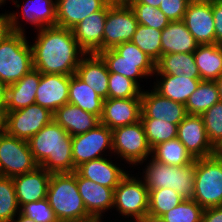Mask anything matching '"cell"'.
Segmentation results:
<instances>
[{
  "instance_id": "cell-24",
  "label": "cell",
  "mask_w": 222,
  "mask_h": 222,
  "mask_svg": "<svg viewBox=\"0 0 222 222\" xmlns=\"http://www.w3.org/2000/svg\"><path fill=\"white\" fill-rule=\"evenodd\" d=\"M102 99L108 98L109 71L98 54H86L75 73Z\"/></svg>"
},
{
  "instance_id": "cell-17",
  "label": "cell",
  "mask_w": 222,
  "mask_h": 222,
  "mask_svg": "<svg viewBox=\"0 0 222 222\" xmlns=\"http://www.w3.org/2000/svg\"><path fill=\"white\" fill-rule=\"evenodd\" d=\"M183 21L199 45L216 43L212 1L189 3Z\"/></svg>"
},
{
  "instance_id": "cell-4",
  "label": "cell",
  "mask_w": 222,
  "mask_h": 222,
  "mask_svg": "<svg viewBox=\"0 0 222 222\" xmlns=\"http://www.w3.org/2000/svg\"><path fill=\"white\" fill-rule=\"evenodd\" d=\"M98 55L105 62L109 73L123 75L133 80L141 89L140 80L149 77L152 79L156 71V63L131 41L102 50Z\"/></svg>"
},
{
  "instance_id": "cell-5",
  "label": "cell",
  "mask_w": 222,
  "mask_h": 222,
  "mask_svg": "<svg viewBox=\"0 0 222 222\" xmlns=\"http://www.w3.org/2000/svg\"><path fill=\"white\" fill-rule=\"evenodd\" d=\"M148 159L144 161L146 168L140 169L143 171L140 173V177L148 190L171 188L184 199L193 198L195 160L190 165L170 166L155 160L152 156Z\"/></svg>"
},
{
  "instance_id": "cell-1",
  "label": "cell",
  "mask_w": 222,
  "mask_h": 222,
  "mask_svg": "<svg viewBox=\"0 0 222 222\" xmlns=\"http://www.w3.org/2000/svg\"><path fill=\"white\" fill-rule=\"evenodd\" d=\"M32 48L33 69L44 74L73 75L86 53L74 37L72 29L60 26L36 31Z\"/></svg>"
},
{
  "instance_id": "cell-53",
  "label": "cell",
  "mask_w": 222,
  "mask_h": 222,
  "mask_svg": "<svg viewBox=\"0 0 222 222\" xmlns=\"http://www.w3.org/2000/svg\"><path fill=\"white\" fill-rule=\"evenodd\" d=\"M215 83L218 87L219 100L222 102V74L215 80Z\"/></svg>"
},
{
  "instance_id": "cell-30",
  "label": "cell",
  "mask_w": 222,
  "mask_h": 222,
  "mask_svg": "<svg viewBox=\"0 0 222 222\" xmlns=\"http://www.w3.org/2000/svg\"><path fill=\"white\" fill-rule=\"evenodd\" d=\"M154 75H184L186 78L200 79L193 53H168L156 62Z\"/></svg>"
},
{
  "instance_id": "cell-41",
  "label": "cell",
  "mask_w": 222,
  "mask_h": 222,
  "mask_svg": "<svg viewBox=\"0 0 222 222\" xmlns=\"http://www.w3.org/2000/svg\"><path fill=\"white\" fill-rule=\"evenodd\" d=\"M142 89L131 79L109 73L108 98H140Z\"/></svg>"
},
{
  "instance_id": "cell-50",
  "label": "cell",
  "mask_w": 222,
  "mask_h": 222,
  "mask_svg": "<svg viewBox=\"0 0 222 222\" xmlns=\"http://www.w3.org/2000/svg\"><path fill=\"white\" fill-rule=\"evenodd\" d=\"M134 0H106L108 5H118V6H124V5H130Z\"/></svg>"
},
{
  "instance_id": "cell-37",
  "label": "cell",
  "mask_w": 222,
  "mask_h": 222,
  "mask_svg": "<svg viewBox=\"0 0 222 222\" xmlns=\"http://www.w3.org/2000/svg\"><path fill=\"white\" fill-rule=\"evenodd\" d=\"M147 142L151 149L177 137L178 125L154 118H141Z\"/></svg>"
},
{
  "instance_id": "cell-36",
  "label": "cell",
  "mask_w": 222,
  "mask_h": 222,
  "mask_svg": "<svg viewBox=\"0 0 222 222\" xmlns=\"http://www.w3.org/2000/svg\"><path fill=\"white\" fill-rule=\"evenodd\" d=\"M161 34L162 30L138 24L131 42L156 63L162 56Z\"/></svg>"
},
{
  "instance_id": "cell-10",
  "label": "cell",
  "mask_w": 222,
  "mask_h": 222,
  "mask_svg": "<svg viewBox=\"0 0 222 222\" xmlns=\"http://www.w3.org/2000/svg\"><path fill=\"white\" fill-rule=\"evenodd\" d=\"M38 166L26 140L11 136L6 132L0 134L1 176L13 178L33 171Z\"/></svg>"
},
{
  "instance_id": "cell-51",
  "label": "cell",
  "mask_w": 222,
  "mask_h": 222,
  "mask_svg": "<svg viewBox=\"0 0 222 222\" xmlns=\"http://www.w3.org/2000/svg\"><path fill=\"white\" fill-rule=\"evenodd\" d=\"M12 222H36L33 221L31 218H29L28 216L22 214L21 212H19L15 218L12 220Z\"/></svg>"
},
{
  "instance_id": "cell-32",
  "label": "cell",
  "mask_w": 222,
  "mask_h": 222,
  "mask_svg": "<svg viewBox=\"0 0 222 222\" xmlns=\"http://www.w3.org/2000/svg\"><path fill=\"white\" fill-rule=\"evenodd\" d=\"M193 55L201 80L215 81L222 74V45H198Z\"/></svg>"
},
{
  "instance_id": "cell-28",
  "label": "cell",
  "mask_w": 222,
  "mask_h": 222,
  "mask_svg": "<svg viewBox=\"0 0 222 222\" xmlns=\"http://www.w3.org/2000/svg\"><path fill=\"white\" fill-rule=\"evenodd\" d=\"M40 83V72L32 69L19 81L7 86L5 112L19 110L35 104L36 91Z\"/></svg>"
},
{
  "instance_id": "cell-35",
  "label": "cell",
  "mask_w": 222,
  "mask_h": 222,
  "mask_svg": "<svg viewBox=\"0 0 222 222\" xmlns=\"http://www.w3.org/2000/svg\"><path fill=\"white\" fill-rule=\"evenodd\" d=\"M183 200L184 198L171 188L149 190L148 221L155 222Z\"/></svg>"
},
{
  "instance_id": "cell-48",
  "label": "cell",
  "mask_w": 222,
  "mask_h": 222,
  "mask_svg": "<svg viewBox=\"0 0 222 222\" xmlns=\"http://www.w3.org/2000/svg\"><path fill=\"white\" fill-rule=\"evenodd\" d=\"M7 103V85L0 81V108L5 110Z\"/></svg>"
},
{
  "instance_id": "cell-20",
  "label": "cell",
  "mask_w": 222,
  "mask_h": 222,
  "mask_svg": "<svg viewBox=\"0 0 222 222\" xmlns=\"http://www.w3.org/2000/svg\"><path fill=\"white\" fill-rule=\"evenodd\" d=\"M107 18V5L93 12L72 28L75 39L86 54H98L103 50V31Z\"/></svg>"
},
{
  "instance_id": "cell-33",
  "label": "cell",
  "mask_w": 222,
  "mask_h": 222,
  "mask_svg": "<svg viewBox=\"0 0 222 222\" xmlns=\"http://www.w3.org/2000/svg\"><path fill=\"white\" fill-rule=\"evenodd\" d=\"M219 101L218 87L215 81L201 80L185 104L187 114L201 116Z\"/></svg>"
},
{
  "instance_id": "cell-7",
  "label": "cell",
  "mask_w": 222,
  "mask_h": 222,
  "mask_svg": "<svg viewBox=\"0 0 222 222\" xmlns=\"http://www.w3.org/2000/svg\"><path fill=\"white\" fill-rule=\"evenodd\" d=\"M129 172L114 189L113 209L121 219L148 222L149 190L139 175Z\"/></svg>"
},
{
  "instance_id": "cell-11",
  "label": "cell",
  "mask_w": 222,
  "mask_h": 222,
  "mask_svg": "<svg viewBox=\"0 0 222 222\" xmlns=\"http://www.w3.org/2000/svg\"><path fill=\"white\" fill-rule=\"evenodd\" d=\"M107 153L108 155H106ZM111 153L113 154L112 130L101 123L84 134L72 136L75 168L90 160L111 156Z\"/></svg>"
},
{
  "instance_id": "cell-40",
  "label": "cell",
  "mask_w": 222,
  "mask_h": 222,
  "mask_svg": "<svg viewBox=\"0 0 222 222\" xmlns=\"http://www.w3.org/2000/svg\"><path fill=\"white\" fill-rule=\"evenodd\" d=\"M138 24L163 30L170 22L167 16L159 9L146 4H130Z\"/></svg>"
},
{
  "instance_id": "cell-42",
  "label": "cell",
  "mask_w": 222,
  "mask_h": 222,
  "mask_svg": "<svg viewBox=\"0 0 222 222\" xmlns=\"http://www.w3.org/2000/svg\"><path fill=\"white\" fill-rule=\"evenodd\" d=\"M201 116L208 139L215 147L222 140V102L215 103Z\"/></svg>"
},
{
  "instance_id": "cell-39",
  "label": "cell",
  "mask_w": 222,
  "mask_h": 222,
  "mask_svg": "<svg viewBox=\"0 0 222 222\" xmlns=\"http://www.w3.org/2000/svg\"><path fill=\"white\" fill-rule=\"evenodd\" d=\"M204 209L193 199H184L155 222H202Z\"/></svg>"
},
{
  "instance_id": "cell-6",
  "label": "cell",
  "mask_w": 222,
  "mask_h": 222,
  "mask_svg": "<svg viewBox=\"0 0 222 222\" xmlns=\"http://www.w3.org/2000/svg\"><path fill=\"white\" fill-rule=\"evenodd\" d=\"M26 33L14 32L0 43V81L7 86L33 69L32 48Z\"/></svg>"
},
{
  "instance_id": "cell-15",
  "label": "cell",
  "mask_w": 222,
  "mask_h": 222,
  "mask_svg": "<svg viewBox=\"0 0 222 222\" xmlns=\"http://www.w3.org/2000/svg\"><path fill=\"white\" fill-rule=\"evenodd\" d=\"M141 118H154L179 125L188 115L184 104L161 96L153 88L142 89Z\"/></svg>"
},
{
  "instance_id": "cell-16",
  "label": "cell",
  "mask_w": 222,
  "mask_h": 222,
  "mask_svg": "<svg viewBox=\"0 0 222 222\" xmlns=\"http://www.w3.org/2000/svg\"><path fill=\"white\" fill-rule=\"evenodd\" d=\"M177 139L194 159L214 155L202 116L187 115L178 125Z\"/></svg>"
},
{
  "instance_id": "cell-23",
  "label": "cell",
  "mask_w": 222,
  "mask_h": 222,
  "mask_svg": "<svg viewBox=\"0 0 222 222\" xmlns=\"http://www.w3.org/2000/svg\"><path fill=\"white\" fill-rule=\"evenodd\" d=\"M111 158L101 157L85 162L76 168V172L83 178L96 182L102 186L115 189L120 181L127 175L128 172L124 167H120L115 160Z\"/></svg>"
},
{
  "instance_id": "cell-3",
  "label": "cell",
  "mask_w": 222,
  "mask_h": 222,
  "mask_svg": "<svg viewBox=\"0 0 222 222\" xmlns=\"http://www.w3.org/2000/svg\"><path fill=\"white\" fill-rule=\"evenodd\" d=\"M47 200L59 222H93L79 194L76 171L52 173Z\"/></svg>"
},
{
  "instance_id": "cell-21",
  "label": "cell",
  "mask_w": 222,
  "mask_h": 222,
  "mask_svg": "<svg viewBox=\"0 0 222 222\" xmlns=\"http://www.w3.org/2000/svg\"><path fill=\"white\" fill-rule=\"evenodd\" d=\"M79 194L84 202L87 213L94 219H104L105 212L114 206V189L81 177L76 172Z\"/></svg>"
},
{
  "instance_id": "cell-27",
  "label": "cell",
  "mask_w": 222,
  "mask_h": 222,
  "mask_svg": "<svg viewBox=\"0 0 222 222\" xmlns=\"http://www.w3.org/2000/svg\"><path fill=\"white\" fill-rule=\"evenodd\" d=\"M153 77L155 81L153 86L150 85L151 88L161 96L184 105L201 81V79L186 78L184 75H153Z\"/></svg>"
},
{
  "instance_id": "cell-29",
  "label": "cell",
  "mask_w": 222,
  "mask_h": 222,
  "mask_svg": "<svg viewBox=\"0 0 222 222\" xmlns=\"http://www.w3.org/2000/svg\"><path fill=\"white\" fill-rule=\"evenodd\" d=\"M198 45L183 20L170 21L162 30V55L168 53H193Z\"/></svg>"
},
{
  "instance_id": "cell-19",
  "label": "cell",
  "mask_w": 222,
  "mask_h": 222,
  "mask_svg": "<svg viewBox=\"0 0 222 222\" xmlns=\"http://www.w3.org/2000/svg\"><path fill=\"white\" fill-rule=\"evenodd\" d=\"M71 76L40 73V83L36 91L35 104L54 113L68 103Z\"/></svg>"
},
{
  "instance_id": "cell-38",
  "label": "cell",
  "mask_w": 222,
  "mask_h": 222,
  "mask_svg": "<svg viewBox=\"0 0 222 222\" xmlns=\"http://www.w3.org/2000/svg\"><path fill=\"white\" fill-rule=\"evenodd\" d=\"M19 212L13 178L0 176V222H12Z\"/></svg>"
},
{
  "instance_id": "cell-31",
  "label": "cell",
  "mask_w": 222,
  "mask_h": 222,
  "mask_svg": "<svg viewBox=\"0 0 222 222\" xmlns=\"http://www.w3.org/2000/svg\"><path fill=\"white\" fill-rule=\"evenodd\" d=\"M104 99L99 97L92 88L76 74L71 75L69 83L68 103L78 106L99 118L102 116Z\"/></svg>"
},
{
  "instance_id": "cell-34",
  "label": "cell",
  "mask_w": 222,
  "mask_h": 222,
  "mask_svg": "<svg viewBox=\"0 0 222 222\" xmlns=\"http://www.w3.org/2000/svg\"><path fill=\"white\" fill-rule=\"evenodd\" d=\"M152 157L170 166L190 165L195 160L177 137L156 145Z\"/></svg>"
},
{
  "instance_id": "cell-46",
  "label": "cell",
  "mask_w": 222,
  "mask_h": 222,
  "mask_svg": "<svg viewBox=\"0 0 222 222\" xmlns=\"http://www.w3.org/2000/svg\"><path fill=\"white\" fill-rule=\"evenodd\" d=\"M14 33L13 25L10 19V15L6 10L4 13H0V43L6 40Z\"/></svg>"
},
{
  "instance_id": "cell-52",
  "label": "cell",
  "mask_w": 222,
  "mask_h": 222,
  "mask_svg": "<svg viewBox=\"0 0 222 222\" xmlns=\"http://www.w3.org/2000/svg\"><path fill=\"white\" fill-rule=\"evenodd\" d=\"M5 132V110L0 108V134Z\"/></svg>"
},
{
  "instance_id": "cell-49",
  "label": "cell",
  "mask_w": 222,
  "mask_h": 222,
  "mask_svg": "<svg viewBox=\"0 0 222 222\" xmlns=\"http://www.w3.org/2000/svg\"><path fill=\"white\" fill-rule=\"evenodd\" d=\"M161 2L162 0H134L131 4H146L154 8H159Z\"/></svg>"
},
{
  "instance_id": "cell-57",
  "label": "cell",
  "mask_w": 222,
  "mask_h": 222,
  "mask_svg": "<svg viewBox=\"0 0 222 222\" xmlns=\"http://www.w3.org/2000/svg\"><path fill=\"white\" fill-rule=\"evenodd\" d=\"M6 1H8V0H0V8H1L3 5L5 6Z\"/></svg>"
},
{
  "instance_id": "cell-2",
  "label": "cell",
  "mask_w": 222,
  "mask_h": 222,
  "mask_svg": "<svg viewBox=\"0 0 222 222\" xmlns=\"http://www.w3.org/2000/svg\"><path fill=\"white\" fill-rule=\"evenodd\" d=\"M37 164L50 173H73L72 136L52 120L28 141Z\"/></svg>"
},
{
  "instance_id": "cell-9",
  "label": "cell",
  "mask_w": 222,
  "mask_h": 222,
  "mask_svg": "<svg viewBox=\"0 0 222 222\" xmlns=\"http://www.w3.org/2000/svg\"><path fill=\"white\" fill-rule=\"evenodd\" d=\"M113 155L124 160L123 162L132 167L143 165L150 156L152 149L149 146L144 126L141 121L112 130ZM115 153V154H114ZM134 165V166H133Z\"/></svg>"
},
{
  "instance_id": "cell-55",
  "label": "cell",
  "mask_w": 222,
  "mask_h": 222,
  "mask_svg": "<svg viewBox=\"0 0 222 222\" xmlns=\"http://www.w3.org/2000/svg\"><path fill=\"white\" fill-rule=\"evenodd\" d=\"M213 0H188L189 3L211 2Z\"/></svg>"
},
{
  "instance_id": "cell-8",
  "label": "cell",
  "mask_w": 222,
  "mask_h": 222,
  "mask_svg": "<svg viewBox=\"0 0 222 222\" xmlns=\"http://www.w3.org/2000/svg\"><path fill=\"white\" fill-rule=\"evenodd\" d=\"M203 209L222 206V157L195 159L193 198Z\"/></svg>"
},
{
  "instance_id": "cell-25",
  "label": "cell",
  "mask_w": 222,
  "mask_h": 222,
  "mask_svg": "<svg viewBox=\"0 0 222 222\" xmlns=\"http://www.w3.org/2000/svg\"><path fill=\"white\" fill-rule=\"evenodd\" d=\"M106 0H56V25L72 29L85 17L102 10Z\"/></svg>"
},
{
  "instance_id": "cell-14",
  "label": "cell",
  "mask_w": 222,
  "mask_h": 222,
  "mask_svg": "<svg viewBox=\"0 0 222 222\" xmlns=\"http://www.w3.org/2000/svg\"><path fill=\"white\" fill-rule=\"evenodd\" d=\"M138 26L135 14L129 5L107 4V18L103 31V50L130 42Z\"/></svg>"
},
{
  "instance_id": "cell-22",
  "label": "cell",
  "mask_w": 222,
  "mask_h": 222,
  "mask_svg": "<svg viewBox=\"0 0 222 222\" xmlns=\"http://www.w3.org/2000/svg\"><path fill=\"white\" fill-rule=\"evenodd\" d=\"M52 173L41 166L35 170L13 177L19 207L47 198V189Z\"/></svg>"
},
{
  "instance_id": "cell-13",
  "label": "cell",
  "mask_w": 222,
  "mask_h": 222,
  "mask_svg": "<svg viewBox=\"0 0 222 222\" xmlns=\"http://www.w3.org/2000/svg\"><path fill=\"white\" fill-rule=\"evenodd\" d=\"M15 7L21 10L17 12L8 11L14 32L25 33V21L34 25V29L55 26L57 21L56 0H26L21 5L18 0H11ZM21 18V22L19 21ZM22 22L24 25H22Z\"/></svg>"
},
{
  "instance_id": "cell-43",
  "label": "cell",
  "mask_w": 222,
  "mask_h": 222,
  "mask_svg": "<svg viewBox=\"0 0 222 222\" xmlns=\"http://www.w3.org/2000/svg\"><path fill=\"white\" fill-rule=\"evenodd\" d=\"M20 212L36 222H59L47 198L24 204Z\"/></svg>"
},
{
  "instance_id": "cell-56",
  "label": "cell",
  "mask_w": 222,
  "mask_h": 222,
  "mask_svg": "<svg viewBox=\"0 0 222 222\" xmlns=\"http://www.w3.org/2000/svg\"><path fill=\"white\" fill-rule=\"evenodd\" d=\"M93 222H103V220L102 219H97V220H94ZM120 222H122L121 219H120ZM125 222H135V221H125Z\"/></svg>"
},
{
  "instance_id": "cell-54",
  "label": "cell",
  "mask_w": 222,
  "mask_h": 222,
  "mask_svg": "<svg viewBox=\"0 0 222 222\" xmlns=\"http://www.w3.org/2000/svg\"><path fill=\"white\" fill-rule=\"evenodd\" d=\"M214 154L222 157V140L214 147Z\"/></svg>"
},
{
  "instance_id": "cell-12",
  "label": "cell",
  "mask_w": 222,
  "mask_h": 222,
  "mask_svg": "<svg viewBox=\"0 0 222 222\" xmlns=\"http://www.w3.org/2000/svg\"><path fill=\"white\" fill-rule=\"evenodd\" d=\"M53 120V113L38 104L5 112V132L28 141Z\"/></svg>"
},
{
  "instance_id": "cell-44",
  "label": "cell",
  "mask_w": 222,
  "mask_h": 222,
  "mask_svg": "<svg viewBox=\"0 0 222 222\" xmlns=\"http://www.w3.org/2000/svg\"><path fill=\"white\" fill-rule=\"evenodd\" d=\"M188 5V0H162L159 9L170 21H180L183 20Z\"/></svg>"
},
{
  "instance_id": "cell-26",
  "label": "cell",
  "mask_w": 222,
  "mask_h": 222,
  "mask_svg": "<svg viewBox=\"0 0 222 222\" xmlns=\"http://www.w3.org/2000/svg\"><path fill=\"white\" fill-rule=\"evenodd\" d=\"M53 120L70 136L84 134L100 124V118L73 104L67 103L53 113Z\"/></svg>"
},
{
  "instance_id": "cell-18",
  "label": "cell",
  "mask_w": 222,
  "mask_h": 222,
  "mask_svg": "<svg viewBox=\"0 0 222 222\" xmlns=\"http://www.w3.org/2000/svg\"><path fill=\"white\" fill-rule=\"evenodd\" d=\"M141 98H107L103 102L100 123L113 130L141 120Z\"/></svg>"
},
{
  "instance_id": "cell-45",
  "label": "cell",
  "mask_w": 222,
  "mask_h": 222,
  "mask_svg": "<svg viewBox=\"0 0 222 222\" xmlns=\"http://www.w3.org/2000/svg\"><path fill=\"white\" fill-rule=\"evenodd\" d=\"M212 14L215 24L216 44L222 45V0L212 1Z\"/></svg>"
},
{
  "instance_id": "cell-47",
  "label": "cell",
  "mask_w": 222,
  "mask_h": 222,
  "mask_svg": "<svg viewBox=\"0 0 222 222\" xmlns=\"http://www.w3.org/2000/svg\"><path fill=\"white\" fill-rule=\"evenodd\" d=\"M202 222H222V206L204 209Z\"/></svg>"
}]
</instances>
